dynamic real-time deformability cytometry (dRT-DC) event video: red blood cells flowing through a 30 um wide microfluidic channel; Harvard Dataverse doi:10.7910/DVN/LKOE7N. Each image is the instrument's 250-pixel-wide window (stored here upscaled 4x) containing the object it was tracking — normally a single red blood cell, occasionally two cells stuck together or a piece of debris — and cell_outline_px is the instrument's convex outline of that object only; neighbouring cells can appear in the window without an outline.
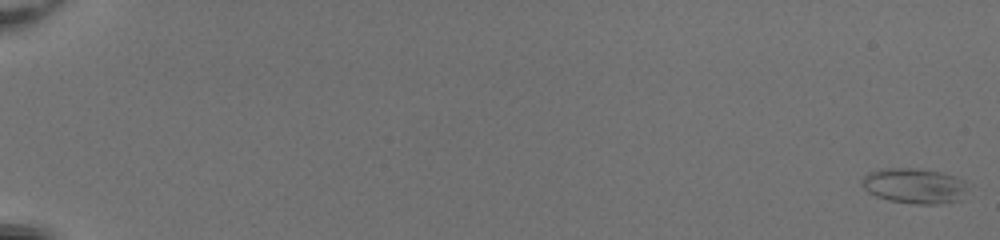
{"species": "common noctule bat (a hibernating species)", "species_latin": "Nyctalus noctula", "temperature_condition": "room temperature", "stored_images_in_passage": 54, "camera_frame_rate_fps": 3000, "um_per_image_px": 0.085, "animal": {"sex": "female", "body_mass_g": 20.0, "forearm_length_mm": 54.0}, "frame": {"image": 1, "passage_image": 1, "time_ms": 0.0, "image_size_px": [1000, 240], "cell_outline_px": [[964, 192], [960, 200], [936, 204], [916, 204], [888, 200], [876, 196], [868, 192], [860, 184], [860, 180], [868, 172], [884, 168], [916, 168], [956, 176], [964, 180]], "centroid_in_image_um": [77.65, 15.79], "position_along_channel_um": 7.4, "area_um2": 21.62}}
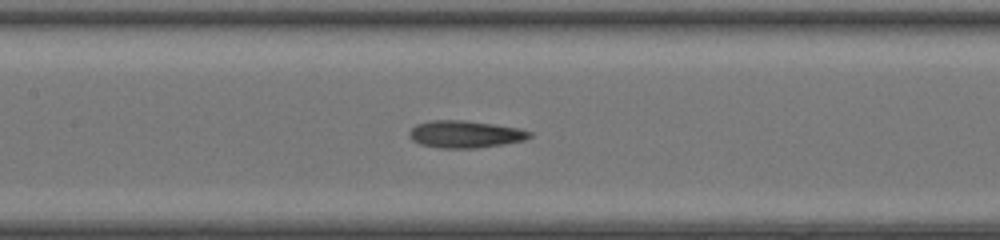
{"frame": {"image": 2, "passage_image": 29, "time_ms": 9.333, "image_size_px": [1000, 240], "cell_outline_px": [[532, 136], [524, 140], [504, 144], [476, 148], [440, 148], [420, 144], [412, 140], [408, 132], [416, 124], [428, 120], [464, 120], [520, 128], [532, 132]], "centroid_in_image_um": [39.53, 11.4], "position_along_channel_um": 167.9, "area_um2": 19.13}}
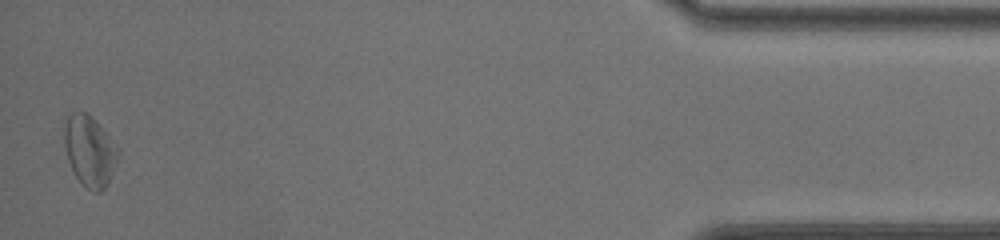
{"frame": {"image": 3, "passage_image": 53, "time_ms": 17.333, "image_size_px": [1000, 240], "cell_outline_px": [[120, 156], [104, 188], [100, 192], [92, 192], [76, 176], [68, 160], [64, 144], [64, 128], [68, 116], [72, 112], [84, 112], [108, 136], [120, 152]], "centroid_in_image_um": [7.61, 12.86], "position_along_channel_um": 427.6, "area_um2": 21.33}, "authors_computed_cell_mechanics": {"area_um2": 19.8543, "velocity_mm_per_s": 4.1465, "shape_relaxation_time_tau1_ms": 8.3697, "shape_relaxation_time_tau2_ms": 4.067, "deformation_change_tau1": 0.2161, "deformation_change_tau2": 0.1569}}